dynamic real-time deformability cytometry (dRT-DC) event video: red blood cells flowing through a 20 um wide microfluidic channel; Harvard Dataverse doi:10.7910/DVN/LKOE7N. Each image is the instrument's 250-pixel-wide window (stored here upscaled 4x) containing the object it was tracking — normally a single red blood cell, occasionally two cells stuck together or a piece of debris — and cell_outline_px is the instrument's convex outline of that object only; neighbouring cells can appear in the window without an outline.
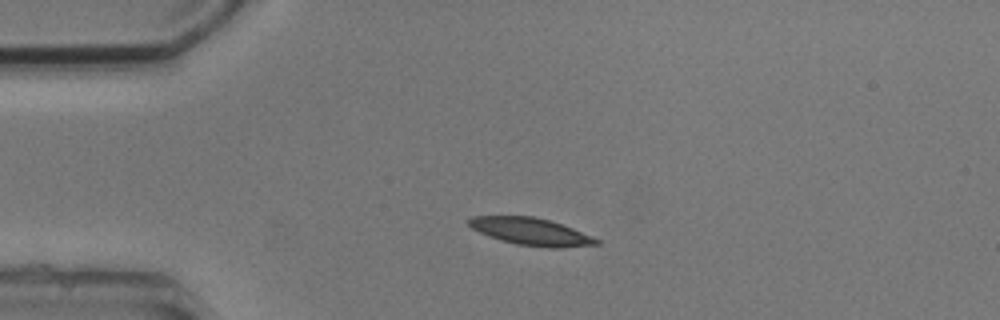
{"species": "common noctule bat (a hibernating species)", "species_latin": "Nyctalus noctula", "temperature_condition": "cold", "stored_images_in_passage": 3, "camera_frame_rate_fps": 3000, "um_per_image_px": 0.085, "animal": {"sex": "male", "body_mass_g": 20.5, "forearm_length_mm": 52.5}, "frame": {"image": 1, "passage_image": 2, "time_ms": 1.333, "image_size_px": [1000, 320], "cell_outline_px": [[600, 244], [560, 248], [548, 248], [516, 244], [500, 240], [488, 236], [472, 228], [468, 224], [468, 220], [472, 216], [532, 216], [548, 220], [572, 228], [600, 240]], "centroid_in_image_um": [45.12, 19.69], "position_along_channel_um": 39.9, "area_um2": 20.11}}